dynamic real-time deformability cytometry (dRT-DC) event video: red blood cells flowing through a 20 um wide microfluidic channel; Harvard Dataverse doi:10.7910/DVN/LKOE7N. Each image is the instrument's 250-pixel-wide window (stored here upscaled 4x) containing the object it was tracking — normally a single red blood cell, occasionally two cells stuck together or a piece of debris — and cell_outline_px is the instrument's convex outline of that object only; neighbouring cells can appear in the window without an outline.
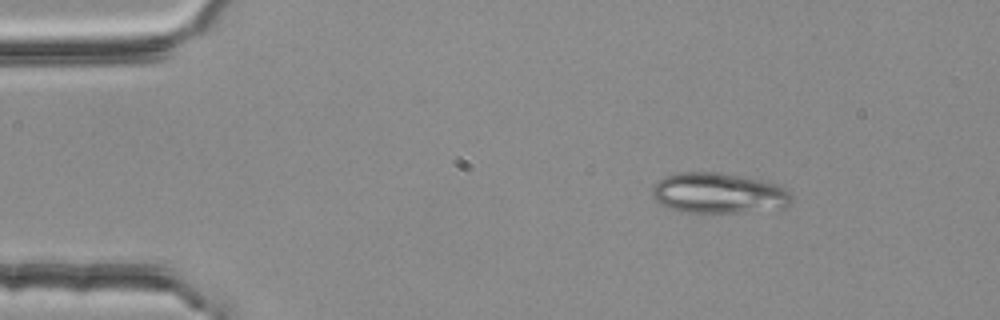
{"species": "common noctule bat (a hibernating species)", "species_latin": "Nyctalus noctula", "temperature_condition": "room temperature", "stored_images_in_passage": 2, "camera_frame_rate_fps": 3000, "um_per_image_px": 0.085, "animal": {"sex": "female", "body_mass_g": 25.1}, "frame": {"image": 1, "passage_image": 1, "time_ms": 0.0, "image_size_px": [1000, 320], "cell_outline_px": [[792, 200], [784, 208], [740, 212], [680, 212], [668, 208], [660, 204], [652, 196], [652, 188], [660, 180], [668, 176], [680, 172], [716, 172], [764, 180], [776, 184], [784, 188], [792, 196]], "centroid_in_image_um": [61.08, 16.42], "position_along_channel_um": 23.9, "area_um2": 32.71}}